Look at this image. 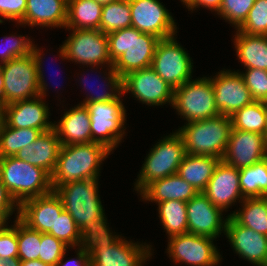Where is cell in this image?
<instances>
[{"instance_id":"cell-22","label":"cell","mask_w":267,"mask_h":266,"mask_svg":"<svg viewBox=\"0 0 267 266\" xmlns=\"http://www.w3.org/2000/svg\"><path fill=\"white\" fill-rule=\"evenodd\" d=\"M42 97L17 101L6 106L5 123L12 128H34L42 133L53 129L48 104Z\"/></svg>"},{"instance_id":"cell-19","label":"cell","mask_w":267,"mask_h":266,"mask_svg":"<svg viewBox=\"0 0 267 266\" xmlns=\"http://www.w3.org/2000/svg\"><path fill=\"white\" fill-rule=\"evenodd\" d=\"M225 235L234 252L256 266H267V236L228 216Z\"/></svg>"},{"instance_id":"cell-21","label":"cell","mask_w":267,"mask_h":266,"mask_svg":"<svg viewBox=\"0 0 267 266\" xmlns=\"http://www.w3.org/2000/svg\"><path fill=\"white\" fill-rule=\"evenodd\" d=\"M203 193L215 206L225 212L237 201L242 203L244 198L240 188L239 169L220 160Z\"/></svg>"},{"instance_id":"cell-54","label":"cell","mask_w":267,"mask_h":266,"mask_svg":"<svg viewBox=\"0 0 267 266\" xmlns=\"http://www.w3.org/2000/svg\"><path fill=\"white\" fill-rule=\"evenodd\" d=\"M96 2L105 5V4H109L111 2L117 1V0H95Z\"/></svg>"},{"instance_id":"cell-12","label":"cell","mask_w":267,"mask_h":266,"mask_svg":"<svg viewBox=\"0 0 267 266\" xmlns=\"http://www.w3.org/2000/svg\"><path fill=\"white\" fill-rule=\"evenodd\" d=\"M167 253L173 263L190 266H217L222 259L214 238L196 234H180L168 238Z\"/></svg>"},{"instance_id":"cell-1","label":"cell","mask_w":267,"mask_h":266,"mask_svg":"<svg viewBox=\"0 0 267 266\" xmlns=\"http://www.w3.org/2000/svg\"><path fill=\"white\" fill-rule=\"evenodd\" d=\"M43 50L35 44L31 54L11 59L0 65L4 76L3 95L6 104L47 96L48 85L45 81L43 66Z\"/></svg>"},{"instance_id":"cell-51","label":"cell","mask_w":267,"mask_h":266,"mask_svg":"<svg viewBox=\"0 0 267 266\" xmlns=\"http://www.w3.org/2000/svg\"><path fill=\"white\" fill-rule=\"evenodd\" d=\"M0 266H21V260L16 258H3L0 257Z\"/></svg>"},{"instance_id":"cell-25","label":"cell","mask_w":267,"mask_h":266,"mask_svg":"<svg viewBox=\"0 0 267 266\" xmlns=\"http://www.w3.org/2000/svg\"><path fill=\"white\" fill-rule=\"evenodd\" d=\"M60 146L59 137L52 129L43 132L36 141L19 150L14 157L44 169L51 176L56 167Z\"/></svg>"},{"instance_id":"cell-29","label":"cell","mask_w":267,"mask_h":266,"mask_svg":"<svg viewBox=\"0 0 267 266\" xmlns=\"http://www.w3.org/2000/svg\"><path fill=\"white\" fill-rule=\"evenodd\" d=\"M102 7L95 0H68L65 28L100 30Z\"/></svg>"},{"instance_id":"cell-5","label":"cell","mask_w":267,"mask_h":266,"mask_svg":"<svg viewBox=\"0 0 267 266\" xmlns=\"http://www.w3.org/2000/svg\"><path fill=\"white\" fill-rule=\"evenodd\" d=\"M0 178L19 206L53 191L51 176L44 169L14 156L0 158Z\"/></svg>"},{"instance_id":"cell-26","label":"cell","mask_w":267,"mask_h":266,"mask_svg":"<svg viewBox=\"0 0 267 266\" xmlns=\"http://www.w3.org/2000/svg\"><path fill=\"white\" fill-rule=\"evenodd\" d=\"M197 193L188 182L174 174L153 181L139 195L142 197L140 200L160 203L169 200L188 202Z\"/></svg>"},{"instance_id":"cell-3","label":"cell","mask_w":267,"mask_h":266,"mask_svg":"<svg viewBox=\"0 0 267 266\" xmlns=\"http://www.w3.org/2000/svg\"><path fill=\"white\" fill-rule=\"evenodd\" d=\"M111 151L99 143L61 145L51 174L52 189L69 182L99 179L100 168Z\"/></svg>"},{"instance_id":"cell-24","label":"cell","mask_w":267,"mask_h":266,"mask_svg":"<svg viewBox=\"0 0 267 266\" xmlns=\"http://www.w3.org/2000/svg\"><path fill=\"white\" fill-rule=\"evenodd\" d=\"M68 0H27L26 12L19 25L65 28Z\"/></svg>"},{"instance_id":"cell-36","label":"cell","mask_w":267,"mask_h":266,"mask_svg":"<svg viewBox=\"0 0 267 266\" xmlns=\"http://www.w3.org/2000/svg\"><path fill=\"white\" fill-rule=\"evenodd\" d=\"M131 27V10L129 0H117L102 7L100 30L110 32Z\"/></svg>"},{"instance_id":"cell-23","label":"cell","mask_w":267,"mask_h":266,"mask_svg":"<svg viewBox=\"0 0 267 266\" xmlns=\"http://www.w3.org/2000/svg\"><path fill=\"white\" fill-rule=\"evenodd\" d=\"M53 123V129L61 145L91 142V121L86 106L80 103L64 112L62 118Z\"/></svg>"},{"instance_id":"cell-52","label":"cell","mask_w":267,"mask_h":266,"mask_svg":"<svg viewBox=\"0 0 267 266\" xmlns=\"http://www.w3.org/2000/svg\"><path fill=\"white\" fill-rule=\"evenodd\" d=\"M21 266H52V265L44 263L39 259H36L29 261H21Z\"/></svg>"},{"instance_id":"cell-17","label":"cell","mask_w":267,"mask_h":266,"mask_svg":"<svg viewBox=\"0 0 267 266\" xmlns=\"http://www.w3.org/2000/svg\"><path fill=\"white\" fill-rule=\"evenodd\" d=\"M188 233L217 239L223 232L225 235L227 218L224 212L215 206L203 192L197 193L186 205Z\"/></svg>"},{"instance_id":"cell-15","label":"cell","mask_w":267,"mask_h":266,"mask_svg":"<svg viewBox=\"0 0 267 266\" xmlns=\"http://www.w3.org/2000/svg\"><path fill=\"white\" fill-rule=\"evenodd\" d=\"M210 79L214 88L215 104L220 114L230 117L254 102L239 70L236 72L224 69Z\"/></svg>"},{"instance_id":"cell-53","label":"cell","mask_w":267,"mask_h":266,"mask_svg":"<svg viewBox=\"0 0 267 266\" xmlns=\"http://www.w3.org/2000/svg\"><path fill=\"white\" fill-rule=\"evenodd\" d=\"M3 88H4V76L3 73L1 71V67H0V95H3Z\"/></svg>"},{"instance_id":"cell-10","label":"cell","mask_w":267,"mask_h":266,"mask_svg":"<svg viewBox=\"0 0 267 266\" xmlns=\"http://www.w3.org/2000/svg\"><path fill=\"white\" fill-rule=\"evenodd\" d=\"M122 95L124 96L122 93L115 100L85 105L91 121V142L104 145L111 152L121 143L126 133L127 113L121 100Z\"/></svg>"},{"instance_id":"cell-41","label":"cell","mask_w":267,"mask_h":266,"mask_svg":"<svg viewBox=\"0 0 267 266\" xmlns=\"http://www.w3.org/2000/svg\"><path fill=\"white\" fill-rule=\"evenodd\" d=\"M254 2L255 0H222L217 14L237 29L245 21Z\"/></svg>"},{"instance_id":"cell-40","label":"cell","mask_w":267,"mask_h":266,"mask_svg":"<svg viewBox=\"0 0 267 266\" xmlns=\"http://www.w3.org/2000/svg\"><path fill=\"white\" fill-rule=\"evenodd\" d=\"M48 234L58 238L69 248L77 250L80 242V231L76 226L71 215L63 210L59 217L56 218L55 230H51Z\"/></svg>"},{"instance_id":"cell-38","label":"cell","mask_w":267,"mask_h":266,"mask_svg":"<svg viewBox=\"0 0 267 266\" xmlns=\"http://www.w3.org/2000/svg\"><path fill=\"white\" fill-rule=\"evenodd\" d=\"M41 233L30 229L19 218L17 219L18 258L21 261L38 259Z\"/></svg>"},{"instance_id":"cell-18","label":"cell","mask_w":267,"mask_h":266,"mask_svg":"<svg viewBox=\"0 0 267 266\" xmlns=\"http://www.w3.org/2000/svg\"><path fill=\"white\" fill-rule=\"evenodd\" d=\"M151 246L120 236L114 244L96 248L89 255L90 266H144L153 255Z\"/></svg>"},{"instance_id":"cell-14","label":"cell","mask_w":267,"mask_h":266,"mask_svg":"<svg viewBox=\"0 0 267 266\" xmlns=\"http://www.w3.org/2000/svg\"><path fill=\"white\" fill-rule=\"evenodd\" d=\"M129 4L131 27L160 39L176 35L177 23L160 0H129Z\"/></svg>"},{"instance_id":"cell-35","label":"cell","mask_w":267,"mask_h":266,"mask_svg":"<svg viewBox=\"0 0 267 266\" xmlns=\"http://www.w3.org/2000/svg\"><path fill=\"white\" fill-rule=\"evenodd\" d=\"M42 134L39 129L34 128H12L6 123L0 131V158L15 156L19 150Z\"/></svg>"},{"instance_id":"cell-7","label":"cell","mask_w":267,"mask_h":266,"mask_svg":"<svg viewBox=\"0 0 267 266\" xmlns=\"http://www.w3.org/2000/svg\"><path fill=\"white\" fill-rule=\"evenodd\" d=\"M98 181V178L78 180L53 189L78 228L105 214L98 194Z\"/></svg>"},{"instance_id":"cell-6","label":"cell","mask_w":267,"mask_h":266,"mask_svg":"<svg viewBox=\"0 0 267 266\" xmlns=\"http://www.w3.org/2000/svg\"><path fill=\"white\" fill-rule=\"evenodd\" d=\"M164 137L158 140L144 159L138 179L134 182V189L139 194L153 181L177 174L186 155L184 141L177 131Z\"/></svg>"},{"instance_id":"cell-27","label":"cell","mask_w":267,"mask_h":266,"mask_svg":"<svg viewBox=\"0 0 267 266\" xmlns=\"http://www.w3.org/2000/svg\"><path fill=\"white\" fill-rule=\"evenodd\" d=\"M234 36L236 55L245 69L267 70V36L248 35L238 30Z\"/></svg>"},{"instance_id":"cell-11","label":"cell","mask_w":267,"mask_h":266,"mask_svg":"<svg viewBox=\"0 0 267 266\" xmlns=\"http://www.w3.org/2000/svg\"><path fill=\"white\" fill-rule=\"evenodd\" d=\"M160 39L151 68L173 89L192 79L193 60L175 38Z\"/></svg>"},{"instance_id":"cell-34","label":"cell","mask_w":267,"mask_h":266,"mask_svg":"<svg viewBox=\"0 0 267 266\" xmlns=\"http://www.w3.org/2000/svg\"><path fill=\"white\" fill-rule=\"evenodd\" d=\"M240 188L243 198L267 195V157L252 166L239 169Z\"/></svg>"},{"instance_id":"cell-39","label":"cell","mask_w":267,"mask_h":266,"mask_svg":"<svg viewBox=\"0 0 267 266\" xmlns=\"http://www.w3.org/2000/svg\"><path fill=\"white\" fill-rule=\"evenodd\" d=\"M237 30L248 35L267 36V0H255L245 21Z\"/></svg>"},{"instance_id":"cell-45","label":"cell","mask_w":267,"mask_h":266,"mask_svg":"<svg viewBox=\"0 0 267 266\" xmlns=\"http://www.w3.org/2000/svg\"><path fill=\"white\" fill-rule=\"evenodd\" d=\"M14 225H7L8 223L0 224V257L16 258L18 257V243H17V219Z\"/></svg>"},{"instance_id":"cell-47","label":"cell","mask_w":267,"mask_h":266,"mask_svg":"<svg viewBox=\"0 0 267 266\" xmlns=\"http://www.w3.org/2000/svg\"><path fill=\"white\" fill-rule=\"evenodd\" d=\"M19 204L9 194V191L2 183L0 178V224L8 223L7 221L16 211L17 217H19Z\"/></svg>"},{"instance_id":"cell-31","label":"cell","mask_w":267,"mask_h":266,"mask_svg":"<svg viewBox=\"0 0 267 266\" xmlns=\"http://www.w3.org/2000/svg\"><path fill=\"white\" fill-rule=\"evenodd\" d=\"M242 208L230 215L242 226L267 236V198H244Z\"/></svg>"},{"instance_id":"cell-43","label":"cell","mask_w":267,"mask_h":266,"mask_svg":"<svg viewBox=\"0 0 267 266\" xmlns=\"http://www.w3.org/2000/svg\"><path fill=\"white\" fill-rule=\"evenodd\" d=\"M68 249L70 250V248L58 238L47 233H41L38 259L44 263L56 266Z\"/></svg>"},{"instance_id":"cell-20","label":"cell","mask_w":267,"mask_h":266,"mask_svg":"<svg viewBox=\"0 0 267 266\" xmlns=\"http://www.w3.org/2000/svg\"><path fill=\"white\" fill-rule=\"evenodd\" d=\"M63 210L60 198L52 191L24 201L19 207V219L30 229L48 234L55 230L56 218Z\"/></svg>"},{"instance_id":"cell-50","label":"cell","mask_w":267,"mask_h":266,"mask_svg":"<svg viewBox=\"0 0 267 266\" xmlns=\"http://www.w3.org/2000/svg\"><path fill=\"white\" fill-rule=\"evenodd\" d=\"M6 106H7V104L4 101V98L0 95V131L5 125Z\"/></svg>"},{"instance_id":"cell-46","label":"cell","mask_w":267,"mask_h":266,"mask_svg":"<svg viewBox=\"0 0 267 266\" xmlns=\"http://www.w3.org/2000/svg\"><path fill=\"white\" fill-rule=\"evenodd\" d=\"M26 5L27 0H0V23L5 19L19 24L24 18Z\"/></svg>"},{"instance_id":"cell-30","label":"cell","mask_w":267,"mask_h":266,"mask_svg":"<svg viewBox=\"0 0 267 266\" xmlns=\"http://www.w3.org/2000/svg\"><path fill=\"white\" fill-rule=\"evenodd\" d=\"M107 218L102 217L92 220L89 224H83L80 228L79 248L90 255L96 248L114 244L121 235H114L107 225ZM113 233V234H112Z\"/></svg>"},{"instance_id":"cell-49","label":"cell","mask_w":267,"mask_h":266,"mask_svg":"<svg viewBox=\"0 0 267 266\" xmlns=\"http://www.w3.org/2000/svg\"><path fill=\"white\" fill-rule=\"evenodd\" d=\"M77 249H78L76 251L77 258H74V259L72 258V259L63 261L66 255V252H65L63 257L58 261L56 266H90L89 255H87L79 247Z\"/></svg>"},{"instance_id":"cell-9","label":"cell","mask_w":267,"mask_h":266,"mask_svg":"<svg viewBox=\"0 0 267 266\" xmlns=\"http://www.w3.org/2000/svg\"><path fill=\"white\" fill-rule=\"evenodd\" d=\"M172 107L186 123L219 115L210 77L190 79L174 89Z\"/></svg>"},{"instance_id":"cell-33","label":"cell","mask_w":267,"mask_h":266,"mask_svg":"<svg viewBox=\"0 0 267 266\" xmlns=\"http://www.w3.org/2000/svg\"><path fill=\"white\" fill-rule=\"evenodd\" d=\"M232 129L255 132L267 137V112L264 102L254 101L230 116Z\"/></svg>"},{"instance_id":"cell-13","label":"cell","mask_w":267,"mask_h":266,"mask_svg":"<svg viewBox=\"0 0 267 266\" xmlns=\"http://www.w3.org/2000/svg\"><path fill=\"white\" fill-rule=\"evenodd\" d=\"M123 94L132 95L143 104L172 106L174 89L165 82L151 67L133 71L122 78Z\"/></svg>"},{"instance_id":"cell-16","label":"cell","mask_w":267,"mask_h":266,"mask_svg":"<svg viewBox=\"0 0 267 266\" xmlns=\"http://www.w3.org/2000/svg\"><path fill=\"white\" fill-rule=\"evenodd\" d=\"M267 157V137L232 129L222 161L237 169L254 165Z\"/></svg>"},{"instance_id":"cell-8","label":"cell","mask_w":267,"mask_h":266,"mask_svg":"<svg viewBox=\"0 0 267 266\" xmlns=\"http://www.w3.org/2000/svg\"><path fill=\"white\" fill-rule=\"evenodd\" d=\"M72 32L59 49V57L95 70L113 66L109 55L107 34L96 29H69Z\"/></svg>"},{"instance_id":"cell-44","label":"cell","mask_w":267,"mask_h":266,"mask_svg":"<svg viewBox=\"0 0 267 266\" xmlns=\"http://www.w3.org/2000/svg\"><path fill=\"white\" fill-rule=\"evenodd\" d=\"M240 74L244 78L245 84L249 89L254 101H267V70L249 68Z\"/></svg>"},{"instance_id":"cell-55","label":"cell","mask_w":267,"mask_h":266,"mask_svg":"<svg viewBox=\"0 0 267 266\" xmlns=\"http://www.w3.org/2000/svg\"><path fill=\"white\" fill-rule=\"evenodd\" d=\"M265 108H266V112H267V101L264 102Z\"/></svg>"},{"instance_id":"cell-28","label":"cell","mask_w":267,"mask_h":266,"mask_svg":"<svg viewBox=\"0 0 267 266\" xmlns=\"http://www.w3.org/2000/svg\"><path fill=\"white\" fill-rule=\"evenodd\" d=\"M220 160L214 156L186 154L178 168L177 175L196 191L204 192Z\"/></svg>"},{"instance_id":"cell-42","label":"cell","mask_w":267,"mask_h":266,"mask_svg":"<svg viewBox=\"0 0 267 266\" xmlns=\"http://www.w3.org/2000/svg\"><path fill=\"white\" fill-rule=\"evenodd\" d=\"M5 43V48H0V65L7 63L11 59L19 58L31 54L32 45L30 37L18 35L4 36L2 38ZM2 40V41H3ZM4 45V44H3Z\"/></svg>"},{"instance_id":"cell-37","label":"cell","mask_w":267,"mask_h":266,"mask_svg":"<svg viewBox=\"0 0 267 266\" xmlns=\"http://www.w3.org/2000/svg\"><path fill=\"white\" fill-rule=\"evenodd\" d=\"M106 67H107V70L105 71V73L103 75V76H106L103 78V79H105L104 80L105 84H103V85L100 84L101 86H104V87H102L104 92L103 91L101 93L99 92V94H97L98 92H95V94H94V92L89 94V95L87 94V97L83 100V102L81 101V105L85 106L86 104L92 103V102H107L110 100H115L123 93L122 77L114 70L113 66H106ZM81 79H82V77H81ZM82 81L84 83V84L82 83L84 88H86V84H85V83H87L86 78H83Z\"/></svg>"},{"instance_id":"cell-32","label":"cell","mask_w":267,"mask_h":266,"mask_svg":"<svg viewBox=\"0 0 267 266\" xmlns=\"http://www.w3.org/2000/svg\"><path fill=\"white\" fill-rule=\"evenodd\" d=\"M162 227L166 230L168 238L188 233L187 202L169 200L156 203Z\"/></svg>"},{"instance_id":"cell-2","label":"cell","mask_w":267,"mask_h":266,"mask_svg":"<svg viewBox=\"0 0 267 266\" xmlns=\"http://www.w3.org/2000/svg\"><path fill=\"white\" fill-rule=\"evenodd\" d=\"M107 38L113 68L122 78L130 72L151 67L160 40L134 27L110 32Z\"/></svg>"},{"instance_id":"cell-4","label":"cell","mask_w":267,"mask_h":266,"mask_svg":"<svg viewBox=\"0 0 267 266\" xmlns=\"http://www.w3.org/2000/svg\"><path fill=\"white\" fill-rule=\"evenodd\" d=\"M232 130L231 118L222 114L185 123L176 131L181 135L186 154L222 159Z\"/></svg>"},{"instance_id":"cell-48","label":"cell","mask_w":267,"mask_h":266,"mask_svg":"<svg viewBox=\"0 0 267 266\" xmlns=\"http://www.w3.org/2000/svg\"><path fill=\"white\" fill-rule=\"evenodd\" d=\"M181 2L189 9L188 11L203 7L217 14L221 8L222 0H182Z\"/></svg>"}]
</instances>
